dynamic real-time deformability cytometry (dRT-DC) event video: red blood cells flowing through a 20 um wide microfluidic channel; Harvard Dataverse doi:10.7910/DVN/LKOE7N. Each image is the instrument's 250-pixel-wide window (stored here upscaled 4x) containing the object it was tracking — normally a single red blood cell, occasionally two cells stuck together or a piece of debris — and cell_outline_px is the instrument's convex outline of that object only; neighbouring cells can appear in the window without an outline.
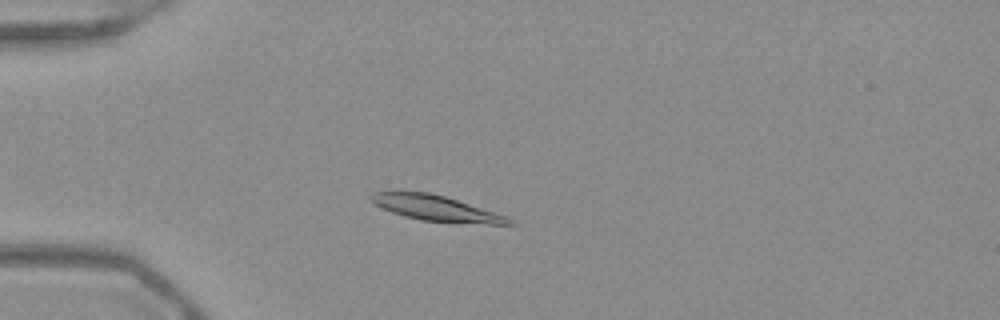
{"species": "Egyptian fruit bat (a non-hibernating species)", "species_latin": "Rousettus aegyptiacus", "temperature_condition": "warm", "stored_images_in_passage": 50, "camera_frame_rate_fps": 3000, "um_per_image_px": 0.085, "frame": {"image": 1, "passage_image": 12, "time_ms": 3.667, "image_size_px": [1000, 320], "cell_outline_px": [[516, 224], [484, 224], [420, 220], [404, 216], [392, 212], [368, 200], [368, 196], [372, 192], [428, 192], [444, 196], [508, 216], [516, 220]], "centroid_in_image_um": [37.1, 17.71], "position_along_channel_um": 47.9, "area_um2": 20.35}}
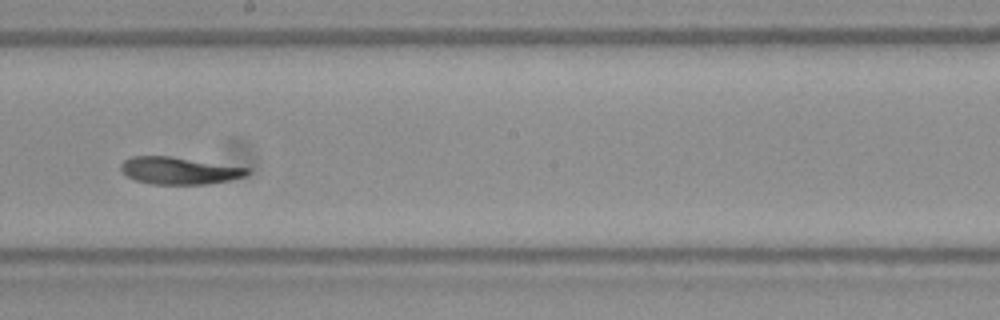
{"frame": {"image": 2, "passage_image": 28, "time_ms": 9.0, "image_size_px": [1000, 320], "cell_outline_px": [[248, 172], [244, 176], [228, 180], [208, 184], [152, 184], [136, 180], [128, 176], [120, 168], [120, 164], [124, 160], [132, 156], [172, 156], [248, 168]], "centroid_in_image_um": [15.19, 14.49], "position_along_channel_um": 233.0, "area_um2": 19.77}}
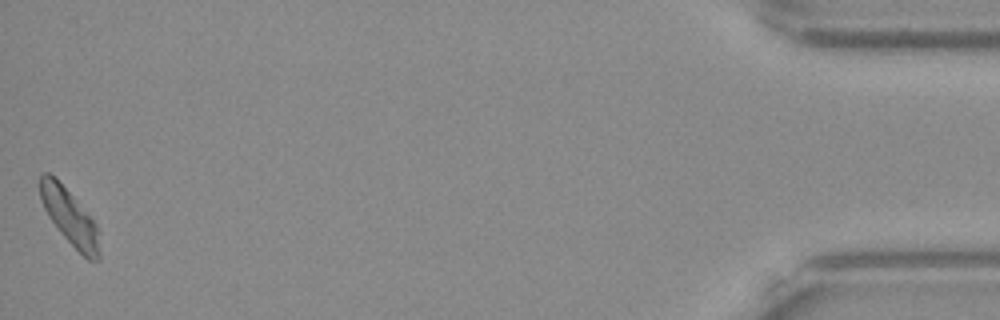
{"frame": {"image": 3, "passage_image": 50, "time_ms": 16.333, "image_size_px": [1000, 320], "cell_outline_px": [[100, 260], [88, 260], [60, 232], [48, 216], [40, 200], [40, 176], [44, 172], [48, 172], [56, 176], [96, 224], [100, 252]], "centroid_in_image_um": [5.89, 18.41], "position_along_channel_um": 429.3, "area_um2": 19.02}, "authors_computed_cell_mechanics": {"area_um2": 20.3456, "velocity_mm_per_s": 3.8716, "shape_relaxation_time_tau1_ms": 2.821, "shape_relaxation_time_tau2_ms": null, "deformation_change_tau1": 0.1212, "deformation_change_tau2": null}}